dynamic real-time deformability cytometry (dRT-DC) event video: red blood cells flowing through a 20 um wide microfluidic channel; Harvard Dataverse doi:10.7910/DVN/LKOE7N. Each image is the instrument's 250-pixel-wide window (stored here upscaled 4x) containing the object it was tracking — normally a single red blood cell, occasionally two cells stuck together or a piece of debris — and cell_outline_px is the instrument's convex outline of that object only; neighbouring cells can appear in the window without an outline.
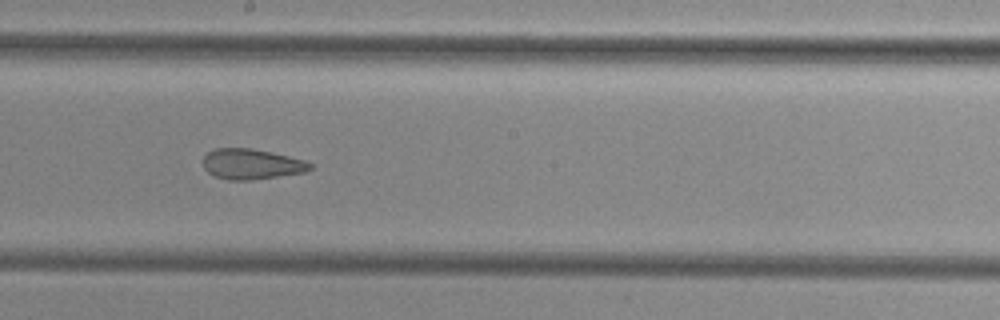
{"species": "common noctule bat (a hibernating species)", "species_latin": "Nyctalus noctula", "temperature_condition": "cold", "stored_images_in_passage": 8, "camera_frame_rate_fps": 3000, "um_per_image_px": 0.085, "animal": {"sex": "female", "body_mass_g": 29.2, "forearm_length_mm": 56.3}, "frame": {"image": 1, "passage_image": 8, "time_ms": 9.0, "image_size_px": [1000, 320], "cell_outline_px": [[312, 168], [308, 172], [248, 180], [228, 180], [216, 176], [208, 172], [204, 168], [204, 156], [208, 152], [216, 148], [252, 148], [272, 152], [304, 160], [312, 164]], "centroid_in_image_um": [21.4, 13.94], "position_along_channel_um": 226.8, "area_um2": 18.9}}